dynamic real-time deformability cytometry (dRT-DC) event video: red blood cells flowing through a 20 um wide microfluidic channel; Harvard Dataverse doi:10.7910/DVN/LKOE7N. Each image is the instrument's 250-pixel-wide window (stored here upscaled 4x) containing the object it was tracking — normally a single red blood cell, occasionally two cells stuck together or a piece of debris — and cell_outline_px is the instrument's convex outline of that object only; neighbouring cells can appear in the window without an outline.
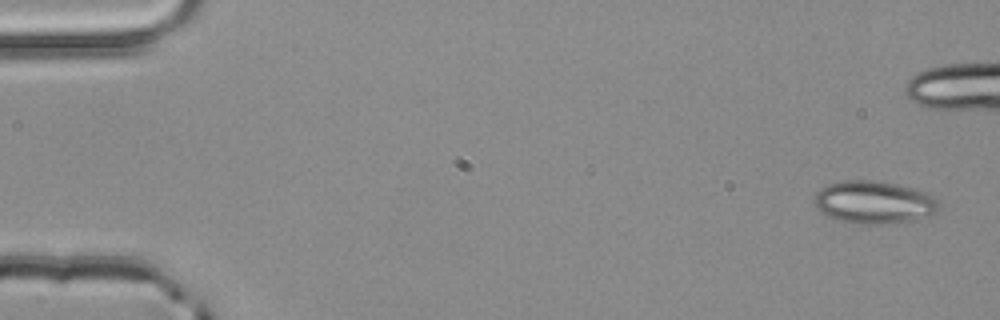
{"species": "common noctule bat (a hibernating species)", "species_latin": "Nyctalus noctula", "temperature_condition": "room temperature", "stored_images_in_passage": 5, "camera_frame_rate_fps": 3000, "um_per_image_px": 0.085, "animal": {"sex": "male", "body_mass_g": 20.4}, "frame": {"image": 1, "passage_image": 1, "time_ms": 0.0, "image_size_px": [1000, 320], "cell_outline_px": [[940, 208], [936, 212], [928, 216], [916, 220], [888, 224], [856, 224], [836, 220], [820, 212], [816, 208], [812, 200], [816, 192], [820, 188], [828, 184], [840, 180], [872, 180], [912, 188], [924, 192], [932, 196], [940, 204]], "centroid_in_image_um": [74.23, 17.21], "position_along_channel_um": 10.8, "area_um2": 31.33}}